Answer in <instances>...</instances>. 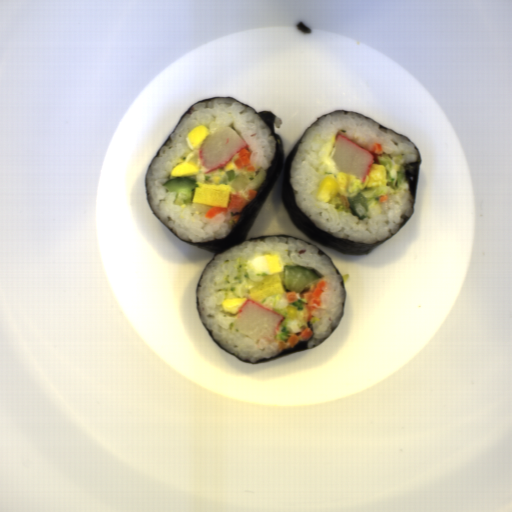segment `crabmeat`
Instances as JSON below:
<instances>
[{
	"mask_svg": "<svg viewBox=\"0 0 512 512\" xmlns=\"http://www.w3.org/2000/svg\"><path fill=\"white\" fill-rule=\"evenodd\" d=\"M285 318L281 313L248 298L237 311L231 329L252 342L268 339L273 344Z\"/></svg>",
	"mask_w": 512,
	"mask_h": 512,
	"instance_id": "1",
	"label": "crabmeat"
},
{
	"mask_svg": "<svg viewBox=\"0 0 512 512\" xmlns=\"http://www.w3.org/2000/svg\"><path fill=\"white\" fill-rule=\"evenodd\" d=\"M332 158L339 172L355 175L361 184H365L375 160L370 151L338 134L334 138Z\"/></svg>",
	"mask_w": 512,
	"mask_h": 512,
	"instance_id": "3",
	"label": "crabmeat"
},
{
	"mask_svg": "<svg viewBox=\"0 0 512 512\" xmlns=\"http://www.w3.org/2000/svg\"><path fill=\"white\" fill-rule=\"evenodd\" d=\"M246 146L244 139L230 126L212 131L199 149L201 172L206 173L225 167Z\"/></svg>",
	"mask_w": 512,
	"mask_h": 512,
	"instance_id": "2",
	"label": "crabmeat"
}]
</instances>
